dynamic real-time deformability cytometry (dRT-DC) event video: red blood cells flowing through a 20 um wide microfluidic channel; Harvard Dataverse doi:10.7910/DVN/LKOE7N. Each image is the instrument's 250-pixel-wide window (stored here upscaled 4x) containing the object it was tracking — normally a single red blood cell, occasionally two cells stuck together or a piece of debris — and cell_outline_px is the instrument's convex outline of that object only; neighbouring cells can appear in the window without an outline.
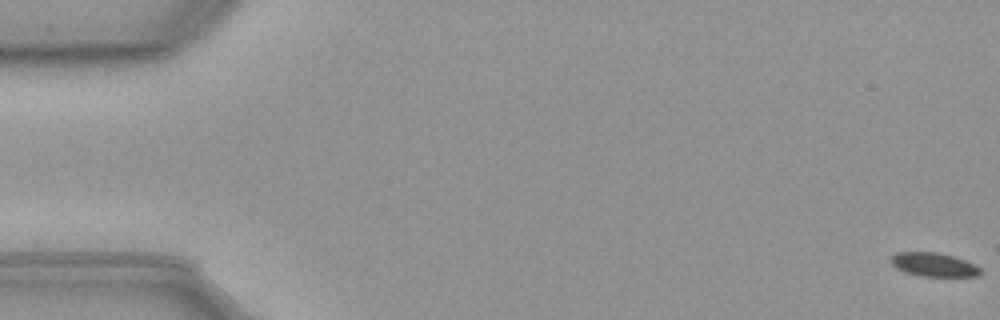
{"species": "common noctule bat (a hibernating species)", "species_latin": "Nyctalus noctula", "temperature_condition": "cold", "stored_images_in_passage": 59, "camera_frame_rate_fps": 3000, "um_per_image_px": 0.085, "animal": {"sex": "male", "body_mass_g": 23.1, "forearm_length_mm": 52.7}, "frame": {"image": 1, "passage_image": 1, "time_ms": 0.0, "image_size_px": [1000, 320], "cell_outline_px": [[980, 272], [976, 276], [920, 276], [904, 272], [896, 268], [892, 264], [892, 256], [896, 252], [936, 252], [952, 256], [964, 260], [980, 268]], "centroid_in_image_um": [79.32, 22.49], "position_along_channel_um": 5.7, "area_um2": 12.14}}
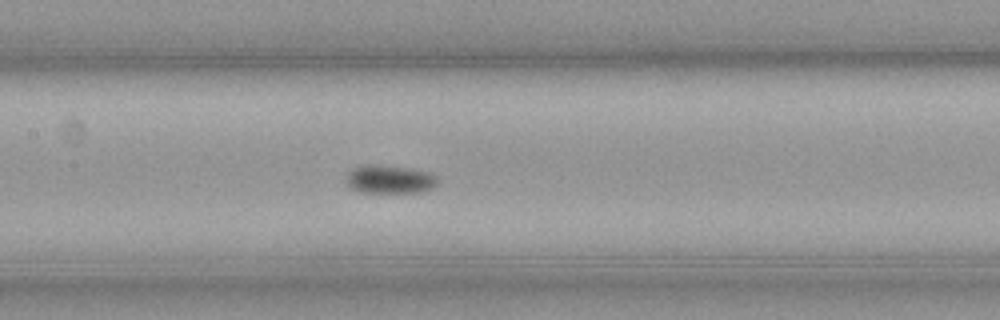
{"frame": {"image": 2, "passage_image": 28, "time_ms": 9.0, "image_size_px": [1000, 320], "cell_outline_px": [[440, 180], [432, 188], [424, 192], [360, 192], [352, 188], [348, 184], [348, 172], [356, 168], [404, 168], [428, 172], [436, 176]], "centroid_in_image_um": [33.24, 15.31], "position_along_channel_um": 174.2, "area_um2": 13.99}}
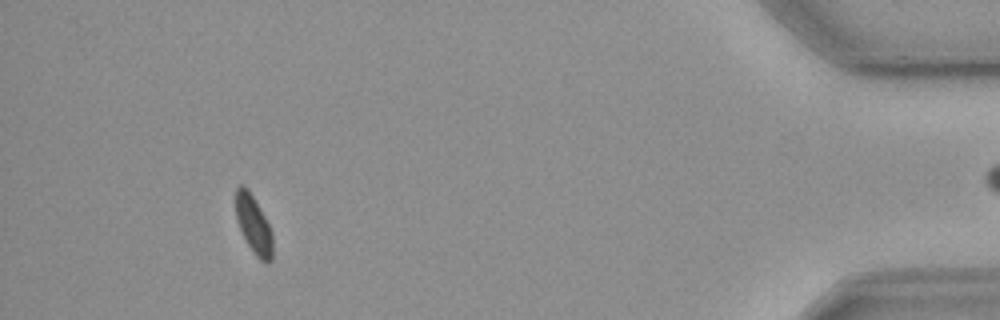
{"frame": {"image": 3, "passage_image": 54, "time_ms": 17.667, "image_size_px": [1000, 320], "cell_outline_px": [[272, 260], [268, 264], [260, 260], [252, 252], [236, 220], [236, 188], [240, 184], [252, 196], [264, 216], [272, 232]], "centroid_in_image_um": [21.57, 19.17], "position_along_channel_um": 413.6, "area_um2": 12.14}, "authors_computed_cell_mechanics": {"area_um2": 13.583, "velocity_mm_per_s": 3.5831, "shape_relaxation_time_tau1_ms": 5.3765, "shape_relaxation_time_tau2_ms": null, "deformation_change_tau1": 0.09, "deformation_change_tau2": null}}